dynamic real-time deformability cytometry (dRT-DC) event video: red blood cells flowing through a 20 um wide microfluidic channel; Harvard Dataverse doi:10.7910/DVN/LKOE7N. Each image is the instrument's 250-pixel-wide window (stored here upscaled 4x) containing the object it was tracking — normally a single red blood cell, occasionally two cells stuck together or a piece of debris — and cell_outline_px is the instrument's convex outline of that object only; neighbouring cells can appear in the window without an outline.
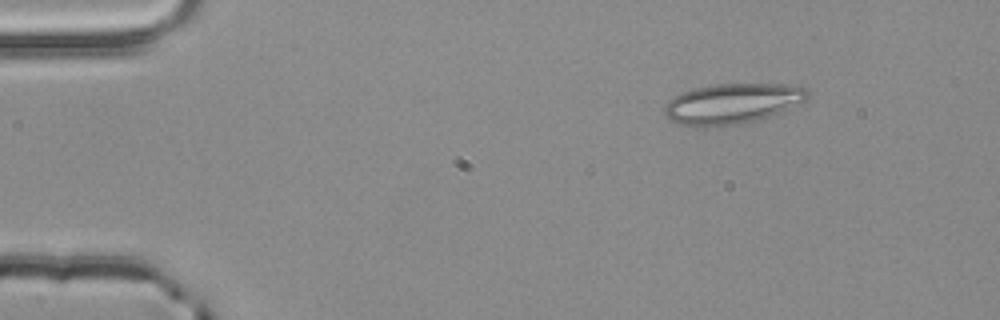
{"species": "common noctule bat (a hibernating species)", "species_latin": "Nyctalus noctula", "temperature_condition": "room temperature", "stored_images_in_passage": 3, "camera_frame_rate_fps": 3000, "um_per_image_px": 0.085, "animal": {"sex": "male", "body_mass_g": 20.4}, "frame": {"image": 1, "passage_image": 2, "time_ms": 0.333, "image_size_px": [1000, 320], "cell_outline_px": [[808, 96], [804, 100], [768, 116], [756, 120], [736, 124], [676, 124], [664, 116], [664, 104], [668, 100], [684, 92], [696, 88], [712, 84], [788, 84], [804, 88], [808, 92]], "centroid_in_image_um": [62.19, 8.77], "position_along_channel_um": 22.8, "area_um2": 32.48}}